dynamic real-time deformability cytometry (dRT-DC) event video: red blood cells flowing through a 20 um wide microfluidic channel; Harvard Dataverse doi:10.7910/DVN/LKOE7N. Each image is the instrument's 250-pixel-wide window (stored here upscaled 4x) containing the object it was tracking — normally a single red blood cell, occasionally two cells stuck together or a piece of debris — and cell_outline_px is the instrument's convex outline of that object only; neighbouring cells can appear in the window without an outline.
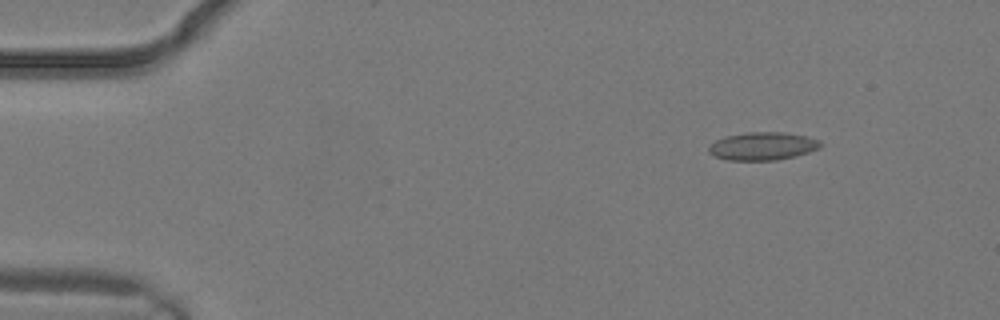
{"species": "common noctule bat (a hibernating species)", "species_latin": "Nyctalus noctula", "temperature_condition": "warm", "stored_images_in_passage": 2, "camera_frame_rate_fps": 3000, "um_per_image_px": 0.085, "animal": {"sex": "male", "body_mass_g": 19.2, "forearm_length_mm": 51.8}, "frame": {"image": 1, "passage_image": 1, "time_ms": 0.0, "image_size_px": [1000, 320], "cell_outline_px": [[824, 144], [820, 148], [796, 156], [776, 160], [728, 160], [716, 156], [708, 152], [708, 148], [716, 140], [724, 136], [748, 132], [784, 132], [808, 136], [820, 140]], "centroid_in_image_um": [64.87, 12.41], "position_along_channel_um": 20.1, "area_um2": 18.32}}
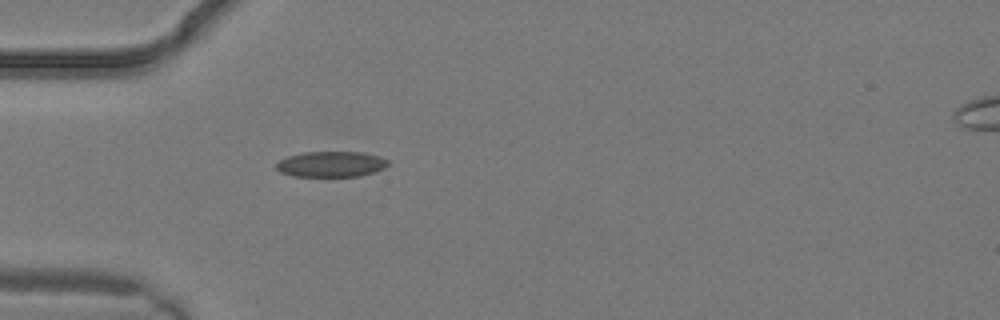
{"frame": {"image": 2, "passage_image": 2, "time_ms": 0.333, "image_size_px": [1000, 320], "cell_outline_px": [[388, 164], [384, 168], [360, 176], [292, 176], [280, 172], [276, 168], [276, 164], [280, 160], [288, 156], [304, 152], [364, 152], [380, 156], [388, 160]], "centroid_in_image_um": [28.14, 13.95], "position_along_channel_um": 56.9, "area_um2": 16.65}}